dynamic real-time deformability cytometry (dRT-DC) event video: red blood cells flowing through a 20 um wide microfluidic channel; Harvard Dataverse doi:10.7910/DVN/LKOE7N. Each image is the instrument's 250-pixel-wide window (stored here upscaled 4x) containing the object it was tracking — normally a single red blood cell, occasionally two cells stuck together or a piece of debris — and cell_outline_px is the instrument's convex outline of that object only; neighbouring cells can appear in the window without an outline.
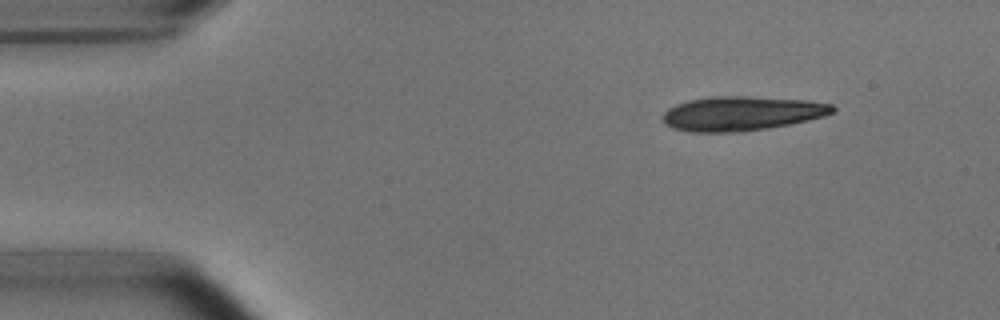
{"species": "common noctule bat (a hibernating species)", "species_latin": "Nyctalus noctula", "temperature_condition": "room temperature", "stored_images_in_passage": 47, "segment_of_instrument_passage": [1, 2], "camera_frame_rate_fps": 3000, "um_per_image_px": 0.085, "animal": {"sex": "male", "body_mass_g": 15.6}, "frame": {"image": 1, "passage_image": 1, "time_ms": 0.0, "image_size_px": [1000, 320], "cell_outline_px": [[836, 108], [832, 112], [824, 116], [808, 120], [768, 128], [740, 132], [692, 132], [672, 128], [664, 124], [664, 112], [668, 108], [676, 104], [688, 100], [712, 96], [744, 96], [808, 100], [832, 104]], "centroid_in_image_um": [63.02, 9.64], "position_along_channel_um": 22.0, "area_um2": 33.99}}